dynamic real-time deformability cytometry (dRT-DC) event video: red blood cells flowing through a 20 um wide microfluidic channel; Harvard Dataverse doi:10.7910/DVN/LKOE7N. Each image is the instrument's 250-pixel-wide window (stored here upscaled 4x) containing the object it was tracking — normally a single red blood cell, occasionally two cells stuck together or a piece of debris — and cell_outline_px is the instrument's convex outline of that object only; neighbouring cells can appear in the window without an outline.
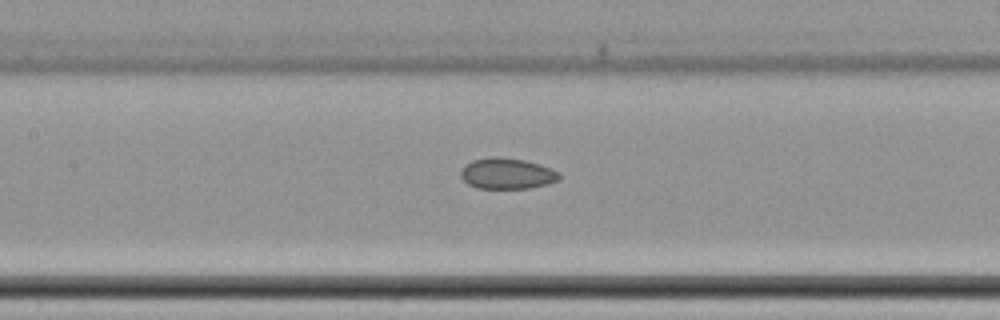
{"species": "common noctule bat (a hibernating species)", "species_latin": "Nyctalus noctula", "temperature_condition": "cold", "stored_images_in_passage": 8, "camera_frame_rate_fps": 3000, "um_per_image_px": 0.085, "animal": {"sex": "female", "body_mass_g": 22.7, "forearm_length_mm": 54.2}, "frame": {"image": 1, "passage_image": 8, "time_ms": 9.333, "image_size_px": [1000, 320], "cell_outline_px": [[560, 176], [556, 180], [548, 184], [528, 188], [476, 188], [468, 184], [460, 176], [460, 172], [472, 160], [492, 156], [500, 156], [524, 160], [540, 164], [552, 168]], "centroid_in_image_um": [43.08, 14.74], "position_along_channel_um": 164.3, "area_um2": 17.63}}